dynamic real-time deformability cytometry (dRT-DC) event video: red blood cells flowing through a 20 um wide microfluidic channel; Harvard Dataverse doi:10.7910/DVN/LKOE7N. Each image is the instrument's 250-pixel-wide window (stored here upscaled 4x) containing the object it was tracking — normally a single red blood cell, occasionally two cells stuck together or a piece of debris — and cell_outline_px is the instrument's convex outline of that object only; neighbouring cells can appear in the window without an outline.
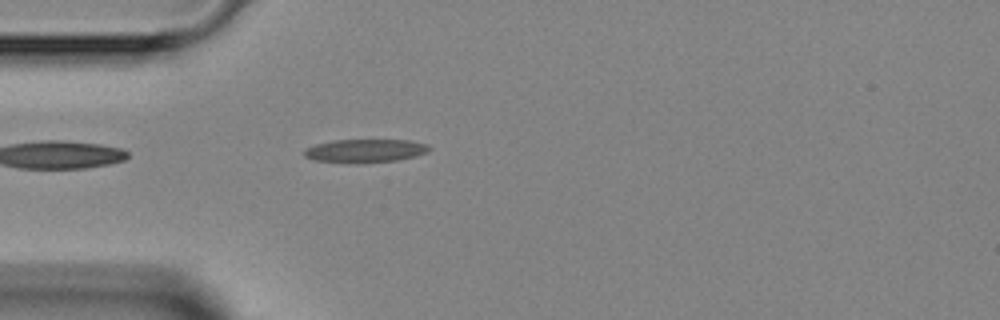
{"species": "Egyptian fruit bat (a non-hibernating species)", "species_latin": "Rousettus aegyptiacus", "temperature_condition": "room temperature", "stored_images_in_passage": 4, "segment_of_instrument_passage": [2, 2], "camera_frame_rate_fps": 3000, "um_per_image_px": 0.085, "animal": {"sex": "female"}, "frame": {"image": 1, "passage_image": 4, "time_ms": 3.333, "image_size_px": [1000, 320], "cell_outline_px": [[432, 148], [428, 152], [416, 156], [396, 160], [356, 164], [312, 160], [304, 156], [304, 148], [316, 144], [332, 140], [408, 140], [428, 144]], "centroid_in_image_um": [31.02, 12.82], "position_along_channel_um": 54.0, "area_um2": 17.28}}